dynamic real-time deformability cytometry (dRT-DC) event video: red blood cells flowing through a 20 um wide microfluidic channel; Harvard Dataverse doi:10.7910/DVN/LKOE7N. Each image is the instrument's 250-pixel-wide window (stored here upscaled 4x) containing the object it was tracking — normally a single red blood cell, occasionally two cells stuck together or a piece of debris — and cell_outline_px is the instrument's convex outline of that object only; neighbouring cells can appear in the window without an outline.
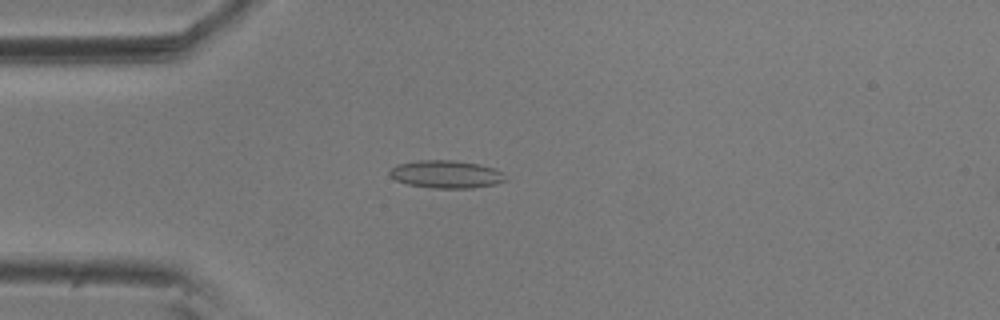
{"species": "common noctule bat (a hibernating species)", "species_latin": "Nyctalus noctula", "temperature_condition": "room temperature", "stored_images_in_passage": 45, "camera_frame_rate_fps": 3000, "um_per_image_px": 0.085, "animal": {"sex": "male", "body_mass_g": 20.5, "forearm_length_mm": 52.5}, "frame": {"image": 1, "passage_image": 14, "time_ms": 4.333, "image_size_px": [1000, 320], "cell_outline_px": [[504, 180], [496, 184], [472, 188], [432, 188], [408, 184], [396, 180], [388, 172], [396, 164], [420, 160], [456, 160], [480, 164], [496, 168], [504, 172]], "centroid_in_image_um": [37.94, 14.8], "position_along_channel_um": 47.1, "area_um2": 18.79}}
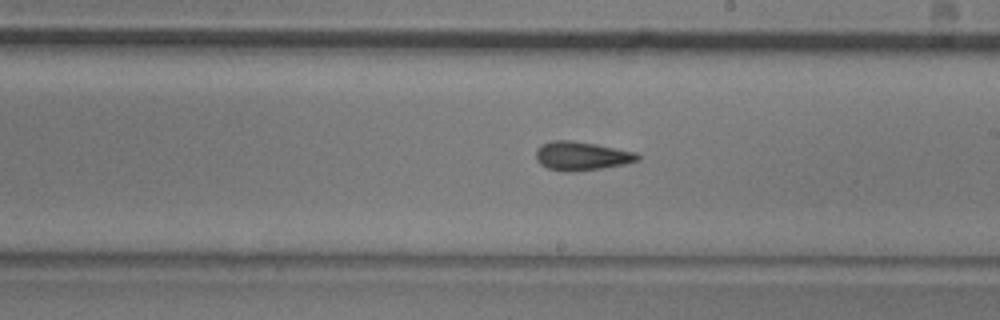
{"frame": {"image": 2, "passage_image": 31, "time_ms": 10.0, "image_size_px": [1000, 320], "cell_outline_px": [[640, 160], [624, 164], [604, 168], [572, 172], [548, 168], [540, 164], [536, 160], [536, 148], [540, 144], [552, 140], [572, 140], [596, 144], [636, 152], [640, 156]], "centroid_in_image_um": [49.42, 13.25], "position_along_channel_um": 239.6, "area_um2": 17.17}}
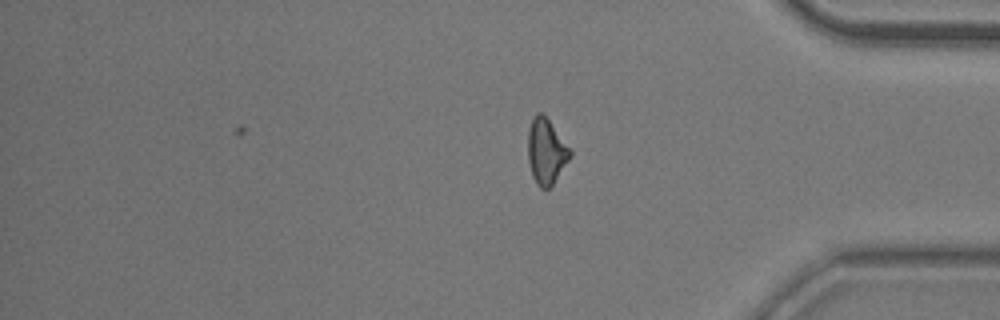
{"frame": {"image": 3, "passage_image": 45, "time_ms": 14.667, "image_size_px": [1000, 320], "cell_outline_px": [[572, 156], [552, 184], [548, 188], [540, 188], [536, 184], [532, 176], [528, 160], [528, 128], [536, 112], [540, 112], [548, 120], [572, 152]], "centroid_in_image_um": [46.4, 12.89], "position_along_channel_um": 388.8, "area_um2": 15.78}, "authors_computed_cell_mechanics": {"area_um2": 16.8776, "velocity_mm_per_s": 3.6123, "shape_relaxation_time_tau1_ms": 7.2806, "shape_relaxation_time_tau2_ms": 3.1665, "deformation_change_tau1": 0.1565, "deformation_change_tau2": 0.1003}}